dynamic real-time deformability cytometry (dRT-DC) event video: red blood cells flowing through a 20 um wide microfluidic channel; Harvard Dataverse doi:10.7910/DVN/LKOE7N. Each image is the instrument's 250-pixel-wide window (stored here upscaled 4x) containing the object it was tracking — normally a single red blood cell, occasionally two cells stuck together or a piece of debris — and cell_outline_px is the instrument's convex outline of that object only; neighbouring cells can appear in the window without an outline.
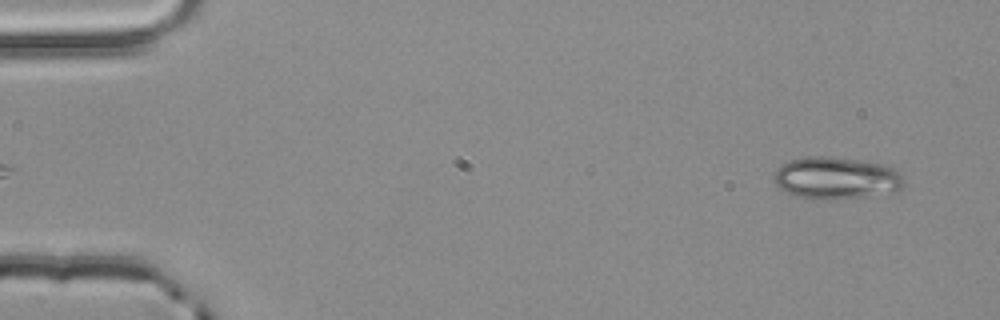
{"species": "common noctule bat (a hibernating species)", "species_latin": "Nyctalus noctula", "temperature_condition": "room temperature", "stored_images_in_passage": 53, "camera_frame_rate_fps": 3000, "um_per_image_px": 0.085, "animal": {"sex": "male", "body_mass_g": 20.4}, "frame": {"image": 1, "passage_image": 2, "time_ms": 0.333, "image_size_px": [1000, 320], "cell_outline_px": [[904, 184], [896, 192], [860, 196], [796, 196], [780, 188], [772, 180], [772, 176], [776, 168], [780, 164], [792, 160], [808, 156], [832, 156], [860, 160], [884, 164], [900, 172], [904, 180]], "centroid_in_image_um": [71.08, 15.06], "position_along_channel_um": 13.9, "area_um2": 31.1}}
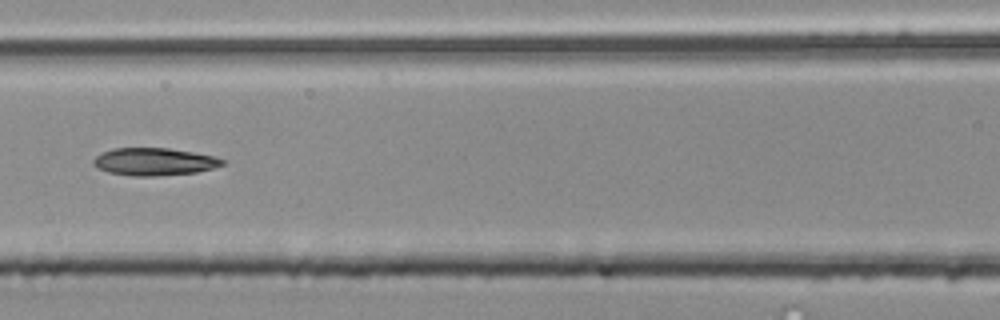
{"frame": {"image": 2, "passage_image": 23, "time_ms": 7.333, "image_size_px": [1000, 320], "cell_outline_px": [[224, 164], [212, 168], [196, 172], [156, 176], [132, 176], [108, 172], [96, 168], [92, 164], [92, 160], [100, 152], [112, 148], [168, 148], [216, 156], [224, 160]], "centroid_in_image_um": [13.05, 13.74], "position_along_channel_um": 153.5, "area_um2": 20.81}}
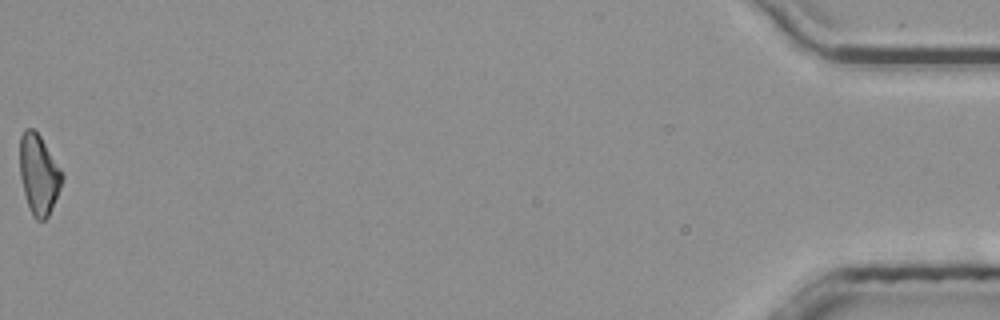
{"frame": {"image": 3, "passage_image": 53, "time_ms": 17.333, "image_size_px": [1000, 320], "cell_outline_px": [[64, 180], [48, 216], [44, 220], [36, 220], [32, 216], [24, 192], [20, 176], [20, 136], [24, 128], [32, 128], [40, 136], [60, 168], [64, 176]], "centroid_in_image_um": [3.29, 14.82], "position_along_channel_um": 431.9, "area_um2": 19.54}, "authors_computed_cell_mechanics": {"area_um2": 20.6924, "velocity_mm_per_s": 3.8483, "shape_relaxation_time_tau1_ms": 5.058, "shape_relaxation_time_tau2_ms": 3.774, "deformation_change_tau1": 0.1585, "deformation_change_tau2": 0.1231}}